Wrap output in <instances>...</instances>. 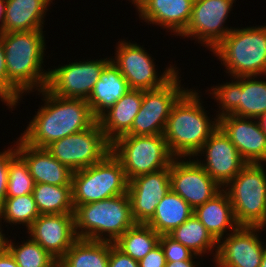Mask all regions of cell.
Returning a JSON list of instances; mask_svg holds the SVG:
<instances>
[{
  "instance_id": "obj_1",
  "label": "cell",
  "mask_w": 266,
  "mask_h": 267,
  "mask_svg": "<svg viewBox=\"0 0 266 267\" xmlns=\"http://www.w3.org/2000/svg\"><path fill=\"white\" fill-rule=\"evenodd\" d=\"M44 33L43 30L1 33L11 110L18 106L26 92L46 88L49 71L42 66L47 49Z\"/></svg>"
},
{
  "instance_id": "obj_2",
  "label": "cell",
  "mask_w": 266,
  "mask_h": 267,
  "mask_svg": "<svg viewBox=\"0 0 266 267\" xmlns=\"http://www.w3.org/2000/svg\"><path fill=\"white\" fill-rule=\"evenodd\" d=\"M38 92L44 104L21 133L20 138L26 144L45 148L56 140L90 128L97 121L87 100L56 96L46 88Z\"/></svg>"
},
{
  "instance_id": "obj_3",
  "label": "cell",
  "mask_w": 266,
  "mask_h": 267,
  "mask_svg": "<svg viewBox=\"0 0 266 267\" xmlns=\"http://www.w3.org/2000/svg\"><path fill=\"white\" fill-rule=\"evenodd\" d=\"M197 91L188 89L177 100L167 119L163 135L175 158H195L218 128V118L208 117L207 110L202 106V96Z\"/></svg>"
},
{
  "instance_id": "obj_4",
  "label": "cell",
  "mask_w": 266,
  "mask_h": 267,
  "mask_svg": "<svg viewBox=\"0 0 266 267\" xmlns=\"http://www.w3.org/2000/svg\"><path fill=\"white\" fill-rule=\"evenodd\" d=\"M78 238L114 243L136 222L128 193L88 204L74 205Z\"/></svg>"
},
{
  "instance_id": "obj_5",
  "label": "cell",
  "mask_w": 266,
  "mask_h": 267,
  "mask_svg": "<svg viewBox=\"0 0 266 267\" xmlns=\"http://www.w3.org/2000/svg\"><path fill=\"white\" fill-rule=\"evenodd\" d=\"M211 52L231 78H262L266 76V25L233 28Z\"/></svg>"
},
{
  "instance_id": "obj_6",
  "label": "cell",
  "mask_w": 266,
  "mask_h": 267,
  "mask_svg": "<svg viewBox=\"0 0 266 267\" xmlns=\"http://www.w3.org/2000/svg\"><path fill=\"white\" fill-rule=\"evenodd\" d=\"M264 164L247 163L223 188L228 194L235 219L240 226L266 228V168Z\"/></svg>"
},
{
  "instance_id": "obj_7",
  "label": "cell",
  "mask_w": 266,
  "mask_h": 267,
  "mask_svg": "<svg viewBox=\"0 0 266 267\" xmlns=\"http://www.w3.org/2000/svg\"><path fill=\"white\" fill-rule=\"evenodd\" d=\"M111 152L121 162L128 181L168 168L175 159L163 134L123 135L111 143Z\"/></svg>"
},
{
  "instance_id": "obj_8",
  "label": "cell",
  "mask_w": 266,
  "mask_h": 267,
  "mask_svg": "<svg viewBox=\"0 0 266 267\" xmlns=\"http://www.w3.org/2000/svg\"><path fill=\"white\" fill-rule=\"evenodd\" d=\"M71 186L73 205H82L126 194L128 180L110 152L100 162L73 172Z\"/></svg>"
},
{
  "instance_id": "obj_9",
  "label": "cell",
  "mask_w": 266,
  "mask_h": 267,
  "mask_svg": "<svg viewBox=\"0 0 266 267\" xmlns=\"http://www.w3.org/2000/svg\"><path fill=\"white\" fill-rule=\"evenodd\" d=\"M232 82L211 86L207 90L217 101L216 117L234 115L258 119L266 113V81L258 76L232 77Z\"/></svg>"
},
{
  "instance_id": "obj_10",
  "label": "cell",
  "mask_w": 266,
  "mask_h": 267,
  "mask_svg": "<svg viewBox=\"0 0 266 267\" xmlns=\"http://www.w3.org/2000/svg\"><path fill=\"white\" fill-rule=\"evenodd\" d=\"M115 48L116 56L110 59L131 89L147 91L161 88L179 72L176 66L169 64L163 73H158L154 58L143 46L131 43L130 40L121 39Z\"/></svg>"
},
{
  "instance_id": "obj_11",
  "label": "cell",
  "mask_w": 266,
  "mask_h": 267,
  "mask_svg": "<svg viewBox=\"0 0 266 267\" xmlns=\"http://www.w3.org/2000/svg\"><path fill=\"white\" fill-rule=\"evenodd\" d=\"M45 148L75 172L103 160L111 152V143L96 121L90 128L56 140Z\"/></svg>"
},
{
  "instance_id": "obj_12",
  "label": "cell",
  "mask_w": 266,
  "mask_h": 267,
  "mask_svg": "<svg viewBox=\"0 0 266 267\" xmlns=\"http://www.w3.org/2000/svg\"><path fill=\"white\" fill-rule=\"evenodd\" d=\"M178 72L168 83L158 89L143 91L140 109L131 130L126 135L163 134L167 119L177 100L188 90L181 85Z\"/></svg>"
},
{
  "instance_id": "obj_13",
  "label": "cell",
  "mask_w": 266,
  "mask_h": 267,
  "mask_svg": "<svg viewBox=\"0 0 266 267\" xmlns=\"http://www.w3.org/2000/svg\"><path fill=\"white\" fill-rule=\"evenodd\" d=\"M235 0H194L191 19L180 35L195 40L212 51L234 28L226 21ZM193 38V39H192Z\"/></svg>"
},
{
  "instance_id": "obj_14",
  "label": "cell",
  "mask_w": 266,
  "mask_h": 267,
  "mask_svg": "<svg viewBox=\"0 0 266 267\" xmlns=\"http://www.w3.org/2000/svg\"><path fill=\"white\" fill-rule=\"evenodd\" d=\"M110 61V57L89 61L87 59L59 65L51 70L49 68L46 89L56 96L87 100Z\"/></svg>"
},
{
  "instance_id": "obj_15",
  "label": "cell",
  "mask_w": 266,
  "mask_h": 267,
  "mask_svg": "<svg viewBox=\"0 0 266 267\" xmlns=\"http://www.w3.org/2000/svg\"><path fill=\"white\" fill-rule=\"evenodd\" d=\"M264 230L261 226H239L221 238L213 261L215 267H260L266 244L258 234Z\"/></svg>"
},
{
  "instance_id": "obj_16",
  "label": "cell",
  "mask_w": 266,
  "mask_h": 267,
  "mask_svg": "<svg viewBox=\"0 0 266 267\" xmlns=\"http://www.w3.org/2000/svg\"><path fill=\"white\" fill-rule=\"evenodd\" d=\"M186 159L175 158L169 166L170 188L195 210L211 200L222 188L194 158Z\"/></svg>"
},
{
  "instance_id": "obj_17",
  "label": "cell",
  "mask_w": 266,
  "mask_h": 267,
  "mask_svg": "<svg viewBox=\"0 0 266 267\" xmlns=\"http://www.w3.org/2000/svg\"><path fill=\"white\" fill-rule=\"evenodd\" d=\"M203 154V155H202ZM197 156H201L198 159ZM202 156H205L204 160ZM207 174L223 189L247 164L237 148L218 127L195 155Z\"/></svg>"
},
{
  "instance_id": "obj_18",
  "label": "cell",
  "mask_w": 266,
  "mask_h": 267,
  "mask_svg": "<svg viewBox=\"0 0 266 267\" xmlns=\"http://www.w3.org/2000/svg\"><path fill=\"white\" fill-rule=\"evenodd\" d=\"M170 189L169 167L136 176L128 181L127 193L134 221L146 224L155 214L158 202Z\"/></svg>"
},
{
  "instance_id": "obj_19",
  "label": "cell",
  "mask_w": 266,
  "mask_h": 267,
  "mask_svg": "<svg viewBox=\"0 0 266 267\" xmlns=\"http://www.w3.org/2000/svg\"><path fill=\"white\" fill-rule=\"evenodd\" d=\"M218 127L247 163L266 164V133L258 119L228 114L218 118Z\"/></svg>"
},
{
  "instance_id": "obj_20",
  "label": "cell",
  "mask_w": 266,
  "mask_h": 267,
  "mask_svg": "<svg viewBox=\"0 0 266 267\" xmlns=\"http://www.w3.org/2000/svg\"><path fill=\"white\" fill-rule=\"evenodd\" d=\"M27 230L29 237L57 261L78 239L74 214L40 215Z\"/></svg>"
},
{
  "instance_id": "obj_21",
  "label": "cell",
  "mask_w": 266,
  "mask_h": 267,
  "mask_svg": "<svg viewBox=\"0 0 266 267\" xmlns=\"http://www.w3.org/2000/svg\"><path fill=\"white\" fill-rule=\"evenodd\" d=\"M194 0H138L139 19L180 36L188 26Z\"/></svg>"
},
{
  "instance_id": "obj_22",
  "label": "cell",
  "mask_w": 266,
  "mask_h": 267,
  "mask_svg": "<svg viewBox=\"0 0 266 267\" xmlns=\"http://www.w3.org/2000/svg\"><path fill=\"white\" fill-rule=\"evenodd\" d=\"M15 143L13 145L26 162L35 184L71 186L73 171L60 163L46 148L33 147L26 144L20 137Z\"/></svg>"
},
{
  "instance_id": "obj_23",
  "label": "cell",
  "mask_w": 266,
  "mask_h": 267,
  "mask_svg": "<svg viewBox=\"0 0 266 267\" xmlns=\"http://www.w3.org/2000/svg\"><path fill=\"white\" fill-rule=\"evenodd\" d=\"M142 99L143 90L130 89L113 106L97 118L106 139L110 143L126 135L131 130Z\"/></svg>"
},
{
  "instance_id": "obj_24",
  "label": "cell",
  "mask_w": 266,
  "mask_h": 267,
  "mask_svg": "<svg viewBox=\"0 0 266 267\" xmlns=\"http://www.w3.org/2000/svg\"><path fill=\"white\" fill-rule=\"evenodd\" d=\"M194 215L217 242L240 226L235 219L228 194L223 189L211 200L198 206Z\"/></svg>"
},
{
  "instance_id": "obj_25",
  "label": "cell",
  "mask_w": 266,
  "mask_h": 267,
  "mask_svg": "<svg viewBox=\"0 0 266 267\" xmlns=\"http://www.w3.org/2000/svg\"><path fill=\"white\" fill-rule=\"evenodd\" d=\"M54 0H6L4 32L43 30Z\"/></svg>"
},
{
  "instance_id": "obj_26",
  "label": "cell",
  "mask_w": 266,
  "mask_h": 267,
  "mask_svg": "<svg viewBox=\"0 0 266 267\" xmlns=\"http://www.w3.org/2000/svg\"><path fill=\"white\" fill-rule=\"evenodd\" d=\"M127 80L110 61L104 68L99 80L87 99L93 115L98 118L130 90Z\"/></svg>"
},
{
  "instance_id": "obj_27",
  "label": "cell",
  "mask_w": 266,
  "mask_h": 267,
  "mask_svg": "<svg viewBox=\"0 0 266 267\" xmlns=\"http://www.w3.org/2000/svg\"><path fill=\"white\" fill-rule=\"evenodd\" d=\"M193 214L190 205L170 189L158 202L155 214L146 224L159 235H169Z\"/></svg>"
},
{
  "instance_id": "obj_28",
  "label": "cell",
  "mask_w": 266,
  "mask_h": 267,
  "mask_svg": "<svg viewBox=\"0 0 266 267\" xmlns=\"http://www.w3.org/2000/svg\"><path fill=\"white\" fill-rule=\"evenodd\" d=\"M110 242L78 238L58 261L61 267H108Z\"/></svg>"
},
{
  "instance_id": "obj_29",
  "label": "cell",
  "mask_w": 266,
  "mask_h": 267,
  "mask_svg": "<svg viewBox=\"0 0 266 267\" xmlns=\"http://www.w3.org/2000/svg\"><path fill=\"white\" fill-rule=\"evenodd\" d=\"M169 236L199 257H203L205 253L213 254L212 261H214L217 253V241L194 214L175 228Z\"/></svg>"
},
{
  "instance_id": "obj_30",
  "label": "cell",
  "mask_w": 266,
  "mask_h": 267,
  "mask_svg": "<svg viewBox=\"0 0 266 267\" xmlns=\"http://www.w3.org/2000/svg\"><path fill=\"white\" fill-rule=\"evenodd\" d=\"M33 196L40 215L74 213L72 186L36 183Z\"/></svg>"
},
{
  "instance_id": "obj_31",
  "label": "cell",
  "mask_w": 266,
  "mask_h": 267,
  "mask_svg": "<svg viewBox=\"0 0 266 267\" xmlns=\"http://www.w3.org/2000/svg\"><path fill=\"white\" fill-rule=\"evenodd\" d=\"M160 235L149 225L136 223L122 234L114 245L134 260H141L159 244Z\"/></svg>"
},
{
  "instance_id": "obj_32",
  "label": "cell",
  "mask_w": 266,
  "mask_h": 267,
  "mask_svg": "<svg viewBox=\"0 0 266 267\" xmlns=\"http://www.w3.org/2000/svg\"><path fill=\"white\" fill-rule=\"evenodd\" d=\"M40 216L33 193L20 197L5 198L0 206V217L9 225L22 224L28 229L31 224Z\"/></svg>"
},
{
  "instance_id": "obj_33",
  "label": "cell",
  "mask_w": 266,
  "mask_h": 267,
  "mask_svg": "<svg viewBox=\"0 0 266 267\" xmlns=\"http://www.w3.org/2000/svg\"><path fill=\"white\" fill-rule=\"evenodd\" d=\"M22 244L7 239V249L15 258L19 267H55L58 261L52 257L40 244L27 237ZM16 244V245H15ZM20 244V245H18Z\"/></svg>"
},
{
  "instance_id": "obj_34",
  "label": "cell",
  "mask_w": 266,
  "mask_h": 267,
  "mask_svg": "<svg viewBox=\"0 0 266 267\" xmlns=\"http://www.w3.org/2000/svg\"><path fill=\"white\" fill-rule=\"evenodd\" d=\"M34 185V179L29 172L26 162L17 153L10 160L8 167V186L6 198L32 194Z\"/></svg>"
},
{
  "instance_id": "obj_35",
  "label": "cell",
  "mask_w": 266,
  "mask_h": 267,
  "mask_svg": "<svg viewBox=\"0 0 266 267\" xmlns=\"http://www.w3.org/2000/svg\"><path fill=\"white\" fill-rule=\"evenodd\" d=\"M159 244L163 249L166 262L198 259V255H195L191 250L175 241L169 235H160Z\"/></svg>"
},
{
  "instance_id": "obj_36",
  "label": "cell",
  "mask_w": 266,
  "mask_h": 267,
  "mask_svg": "<svg viewBox=\"0 0 266 267\" xmlns=\"http://www.w3.org/2000/svg\"><path fill=\"white\" fill-rule=\"evenodd\" d=\"M8 149L0 151V206L3 204L8 186V167L10 160L17 154L16 146L7 147Z\"/></svg>"
},
{
  "instance_id": "obj_37",
  "label": "cell",
  "mask_w": 266,
  "mask_h": 267,
  "mask_svg": "<svg viewBox=\"0 0 266 267\" xmlns=\"http://www.w3.org/2000/svg\"><path fill=\"white\" fill-rule=\"evenodd\" d=\"M108 267H139L138 261L124 254L114 243L110 242Z\"/></svg>"
},
{
  "instance_id": "obj_38",
  "label": "cell",
  "mask_w": 266,
  "mask_h": 267,
  "mask_svg": "<svg viewBox=\"0 0 266 267\" xmlns=\"http://www.w3.org/2000/svg\"><path fill=\"white\" fill-rule=\"evenodd\" d=\"M139 267H165L166 258L160 244L138 261Z\"/></svg>"
},
{
  "instance_id": "obj_39",
  "label": "cell",
  "mask_w": 266,
  "mask_h": 267,
  "mask_svg": "<svg viewBox=\"0 0 266 267\" xmlns=\"http://www.w3.org/2000/svg\"><path fill=\"white\" fill-rule=\"evenodd\" d=\"M0 100L8 106V79L5 66V54L0 34Z\"/></svg>"
},
{
  "instance_id": "obj_40",
  "label": "cell",
  "mask_w": 266,
  "mask_h": 267,
  "mask_svg": "<svg viewBox=\"0 0 266 267\" xmlns=\"http://www.w3.org/2000/svg\"><path fill=\"white\" fill-rule=\"evenodd\" d=\"M0 267H19L7 248L0 252Z\"/></svg>"
},
{
  "instance_id": "obj_41",
  "label": "cell",
  "mask_w": 266,
  "mask_h": 267,
  "mask_svg": "<svg viewBox=\"0 0 266 267\" xmlns=\"http://www.w3.org/2000/svg\"><path fill=\"white\" fill-rule=\"evenodd\" d=\"M196 260H182V261H173L166 262L165 267H199L200 262H195Z\"/></svg>"
},
{
  "instance_id": "obj_42",
  "label": "cell",
  "mask_w": 266,
  "mask_h": 267,
  "mask_svg": "<svg viewBox=\"0 0 266 267\" xmlns=\"http://www.w3.org/2000/svg\"><path fill=\"white\" fill-rule=\"evenodd\" d=\"M6 0H0V34L4 33Z\"/></svg>"
},
{
  "instance_id": "obj_43",
  "label": "cell",
  "mask_w": 266,
  "mask_h": 267,
  "mask_svg": "<svg viewBox=\"0 0 266 267\" xmlns=\"http://www.w3.org/2000/svg\"><path fill=\"white\" fill-rule=\"evenodd\" d=\"M6 234L3 233V230H2V220H1V217H0V252L4 251L7 247V239L8 237L6 238L5 236Z\"/></svg>"
},
{
  "instance_id": "obj_44",
  "label": "cell",
  "mask_w": 266,
  "mask_h": 267,
  "mask_svg": "<svg viewBox=\"0 0 266 267\" xmlns=\"http://www.w3.org/2000/svg\"><path fill=\"white\" fill-rule=\"evenodd\" d=\"M261 129L266 133V113L258 118Z\"/></svg>"
},
{
  "instance_id": "obj_45",
  "label": "cell",
  "mask_w": 266,
  "mask_h": 267,
  "mask_svg": "<svg viewBox=\"0 0 266 267\" xmlns=\"http://www.w3.org/2000/svg\"><path fill=\"white\" fill-rule=\"evenodd\" d=\"M260 267H266V248L264 250V254L262 257V261H261V266Z\"/></svg>"
},
{
  "instance_id": "obj_46",
  "label": "cell",
  "mask_w": 266,
  "mask_h": 267,
  "mask_svg": "<svg viewBox=\"0 0 266 267\" xmlns=\"http://www.w3.org/2000/svg\"><path fill=\"white\" fill-rule=\"evenodd\" d=\"M130 1V0H129ZM138 0H131L132 4L134 5Z\"/></svg>"
}]
</instances>
